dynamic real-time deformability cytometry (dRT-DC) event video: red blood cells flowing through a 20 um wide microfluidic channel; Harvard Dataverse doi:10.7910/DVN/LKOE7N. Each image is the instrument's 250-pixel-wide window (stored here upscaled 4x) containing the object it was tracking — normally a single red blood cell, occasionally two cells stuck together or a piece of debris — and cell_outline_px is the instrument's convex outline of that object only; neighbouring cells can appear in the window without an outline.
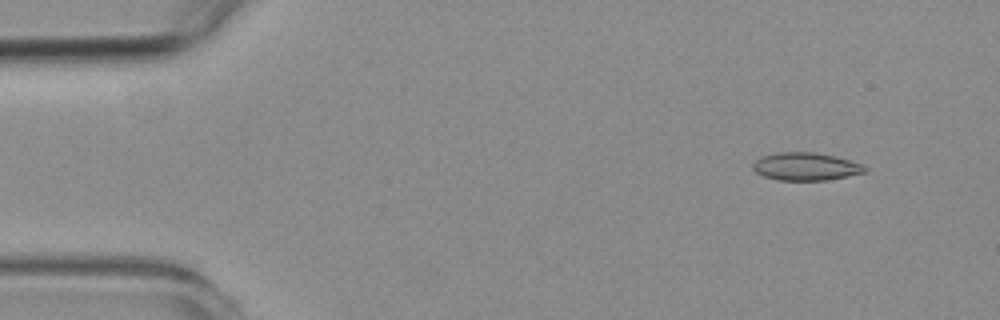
{"species": "common noctule bat (a hibernating species)", "species_latin": "Nyctalus noctula", "temperature_condition": "room temperature", "stored_images_in_passage": 52, "camera_frame_rate_fps": 3000, "um_per_image_px": 0.085, "animal": {"sex": "female", "body_mass_g": 19.3, "forearm_length_mm": 54.1}, "frame": {"image": 1, "passage_image": 5, "time_ms": 1.333, "image_size_px": [1000, 320], "cell_outline_px": [[868, 172], [828, 180], [776, 180], [764, 176], [756, 172], [752, 168], [752, 164], [760, 156], [776, 152], [812, 152], [836, 156], [864, 164], [868, 168]], "centroid_in_image_um": [68.52, 14.15], "position_along_channel_um": 16.5, "area_um2": 18.44}}
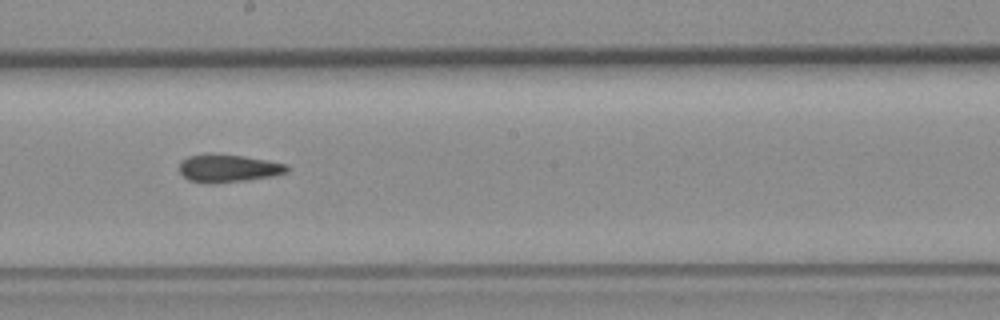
{"frame": {"image": 2, "passage_image": 31, "time_ms": 10.0, "image_size_px": [1000, 320], "cell_outline_px": [[288, 172], [272, 176], [248, 180], [216, 184], [208, 184], [188, 180], [180, 172], [180, 160], [188, 156], [208, 152], [244, 156], [268, 160], [288, 164]], "centroid_in_image_um": [19.38, 14.29], "position_along_channel_um": 228.8, "area_um2": 17.92}}
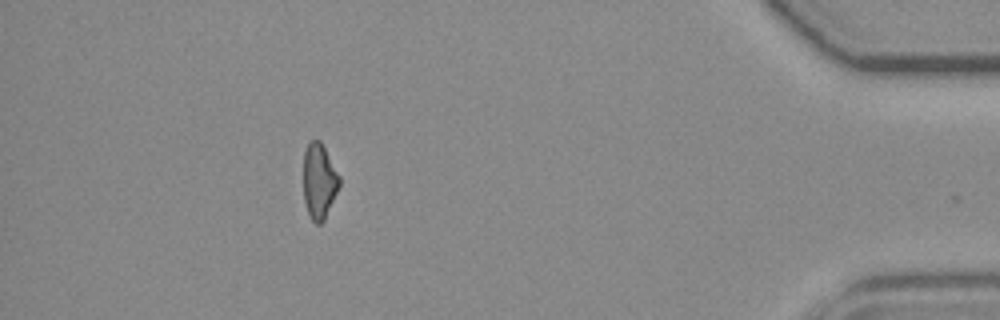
{"frame": {"image": 3, "passage_image": 51, "time_ms": 16.667, "image_size_px": [1000, 320], "cell_outline_px": [[340, 184], [324, 220], [320, 224], [316, 224], [312, 220], [308, 212], [304, 200], [304, 152], [308, 144], [312, 140], [320, 140], [340, 176]], "centroid_in_image_um": [27.13, 15.39], "position_along_channel_um": 408.1, "area_um2": 15.55}, "authors_computed_cell_mechanics": {"area_um2": 17.6868, "velocity_mm_per_s": 3.5771, "shape_relaxation_time_tau1_ms": null, "shape_relaxation_time_tau2_ms": 4.0714, "deformation_change_tau1": null, "deformation_change_tau2": 0.1211}}